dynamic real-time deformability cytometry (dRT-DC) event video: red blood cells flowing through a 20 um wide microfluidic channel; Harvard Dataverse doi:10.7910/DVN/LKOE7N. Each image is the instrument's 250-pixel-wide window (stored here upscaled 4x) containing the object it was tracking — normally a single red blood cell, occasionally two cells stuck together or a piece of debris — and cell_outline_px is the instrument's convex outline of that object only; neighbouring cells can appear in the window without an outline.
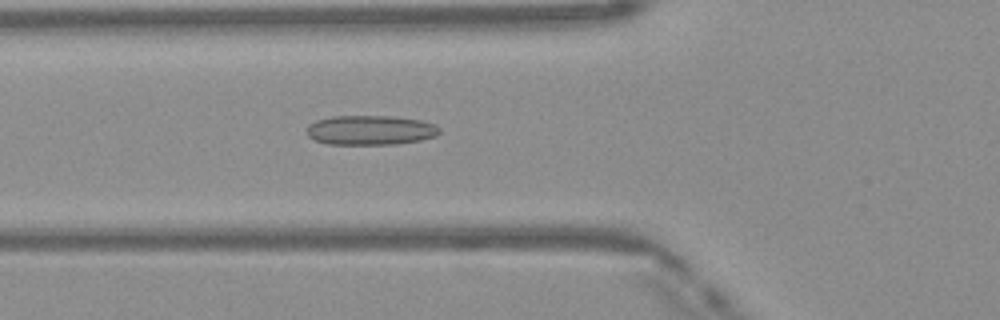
{"species": "Egyptian fruit bat (a non-hibernating species)", "species_latin": "Rousettus aegyptiacus", "temperature_condition": "warm", "stored_images_in_passage": 49, "camera_frame_rate_fps": 3000, "um_per_image_px": 0.085, "frame": {"image": 1, "passage_image": 18, "time_ms": 5.667, "image_size_px": [1000, 320], "cell_outline_px": [[440, 132], [436, 136], [420, 140], [396, 144], [328, 144], [316, 140], [308, 136], [308, 124], [316, 120], [332, 116], [392, 116], [420, 120], [436, 124], [440, 128]], "centroid_in_image_um": [31.51, 11.06], "position_along_channel_um": 94.3, "area_um2": 22.89}}
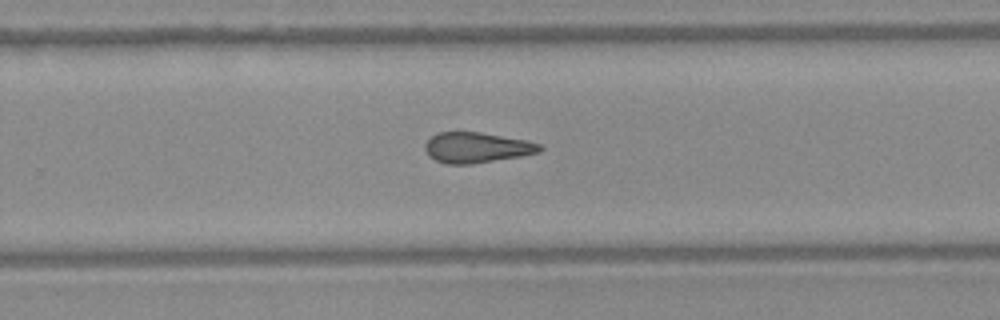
{"frame": {"image": 2, "passage_image": 32, "time_ms": 10.333, "image_size_px": [1000, 320], "cell_outline_px": [[544, 148], [540, 152], [520, 156], [472, 164], [448, 164], [436, 160], [428, 156], [424, 148], [424, 144], [436, 132], [480, 132], [528, 140], [540, 144]], "centroid_in_image_um": [40.52, 12.54], "position_along_channel_um": 289.3, "area_um2": 20.46}}
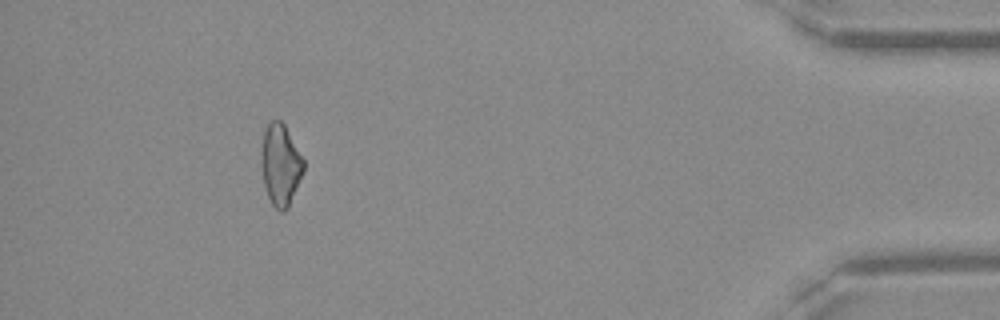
{"frame": {"image": 3, "passage_image": 45, "time_ms": 14.667, "image_size_px": [1000, 320], "cell_outline_px": [[304, 172], [288, 208], [284, 212], [280, 212], [272, 204], [268, 196], [264, 184], [260, 164], [260, 152], [264, 132], [268, 124], [272, 120], [280, 120], [284, 124], [304, 160]], "centroid_in_image_um": [23.83, 14.02], "position_along_channel_um": 411.4, "area_um2": 20.17}, "authors_computed_cell_mechanics": {"area_um2": 21.2704, "velocity_mm_per_s": 4.1628, "shape_relaxation_time_tau1_ms": null, "shape_relaxation_time_tau2_ms": 4.7479, "deformation_change_tau1": null, "deformation_change_tau2": 0.1502}}